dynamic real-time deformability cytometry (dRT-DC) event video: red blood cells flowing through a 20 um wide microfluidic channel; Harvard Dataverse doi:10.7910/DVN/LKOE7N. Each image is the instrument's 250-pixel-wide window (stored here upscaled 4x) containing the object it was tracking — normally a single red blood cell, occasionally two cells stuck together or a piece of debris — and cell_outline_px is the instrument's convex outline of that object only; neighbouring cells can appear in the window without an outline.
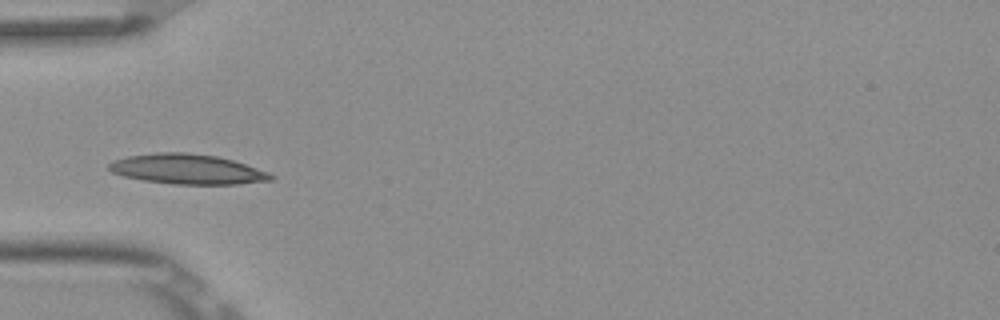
{"species": "Egyptian fruit bat (a non-hibernating species)", "species_latin": "Rousettus aegyptiacus", "temperature_condition": "room temperature", "stored_images_in_passage": 5, "camera_frame_rate_fps": 3000, "um_per_image_px": 0.085, "frame": {"image": 1, "passage_image": 5, "time_ms": 1.333, "image_size_px": [1000, 320], "cell_outline_px": [[276, 176], [272, 180], [236, 184], [172, 184], [144, 180], [124, 176], [112, 172], [108, 168], [108, 164], [112, 160], [128, 156], [156, 152], [184, 152], [216, 156], [232, 160], [268, 172]], "centroid_in_image_um": [15.9, 14.37], "position_along_channel_um": 69.1, "area_um2": 28.15}}